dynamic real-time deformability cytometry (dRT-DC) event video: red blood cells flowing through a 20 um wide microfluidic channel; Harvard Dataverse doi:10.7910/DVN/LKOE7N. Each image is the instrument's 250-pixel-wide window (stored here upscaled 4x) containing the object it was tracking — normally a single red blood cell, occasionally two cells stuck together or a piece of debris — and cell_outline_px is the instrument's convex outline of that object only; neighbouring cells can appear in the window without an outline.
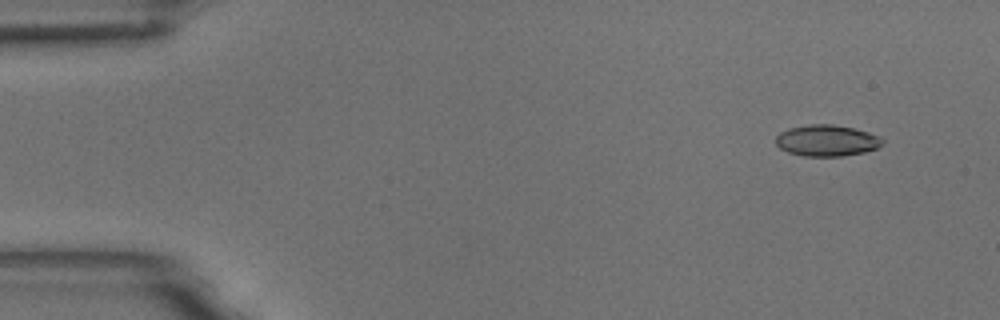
{"species": "common noctule bat (a hibernating species)", "species_latin": "Nyctalus noctula", "temperature_condition": "room temperature", "stored_images_in_passage": 6, "camera_frame_rate_fps": 3000, "um_per_image_px": 0.085, "animal": {"sex": "male", "body_mass_g": 18.8}, "frame": {"image": 1, "passage_image": 2, "time_ms": 0.333, "image_size_px": [1000, 320], "cell_outline_px": [[884, 144], [876, 148], [864, 152], [840, 156], [804, 156], [788, 152], [780, 148], [776, 144], [776, 136], [780, 132], [788, 128], [808, 124], [832, 124], [852, 128], [868, 132], [880, 136], [884, 140]], "centroid_in_image_um": [70.27, 11.94], "position_along_channel_um": 14.7, "area_um2": 19.48}}
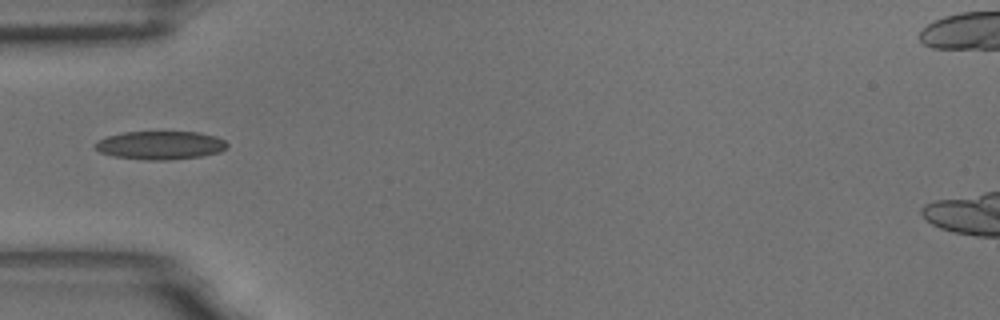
{"frame": {"image": 2, "passage_image": 6, "time_ms": 1.667, "image_size_px": [1000, 320], "cell_outline_px": [[228, 148], [220, 152], [200, 156], [168, 160], [144, 160], [112, 156], [100, 152], [92, 144], [96, 140], [108, 136], [124, 132], [200, 132], [216, 136], [224, 140], [228, 144]], "centroid_in_image_um": [13.62, 12.34], "position_along_channel_um": 71.4, "area_um2": 22.02}}